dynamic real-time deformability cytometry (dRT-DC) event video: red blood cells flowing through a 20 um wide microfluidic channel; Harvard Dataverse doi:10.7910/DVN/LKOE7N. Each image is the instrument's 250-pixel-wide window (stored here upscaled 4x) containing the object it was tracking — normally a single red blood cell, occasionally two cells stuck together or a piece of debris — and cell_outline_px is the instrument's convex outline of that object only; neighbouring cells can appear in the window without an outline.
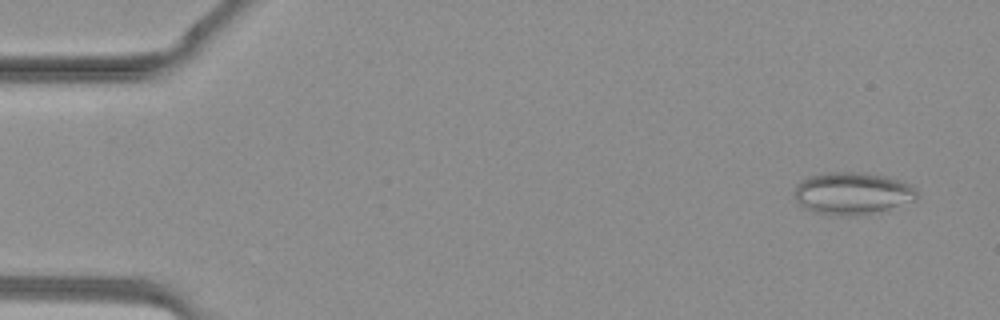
{"species": "common noctule bat (a hibernating species)", "species_latin": "Nyctalus noctula", "temperature_condition": "warm", "stored_images_in_passage": 37, "camera_frame_rate_fps": 3000, "um_per_image_px": 0.085, "animal": {"sex": "female", "body_mass_g": 19.3, "forearm_length_mm": 54.1}, "frame": {"image": 1, "passage_image": 2, "time_ms": 0.333, "image_size_px": [1000, 320], "cell_outline_px": [[916, 200], [880, 212], [852, 216], [836, 216], [812, 212], [804, 208], [796, 200], [792, 192], [796, 184], [800, 180], [812, 176], [836, 172], [852, 172], [880, 176], [900, 180], [912, 184], [916, 188]], "centroid_in_image_um": [72.43, 16.47], "position_along_channel_um": 12.6, "area_um2": 30.29}}
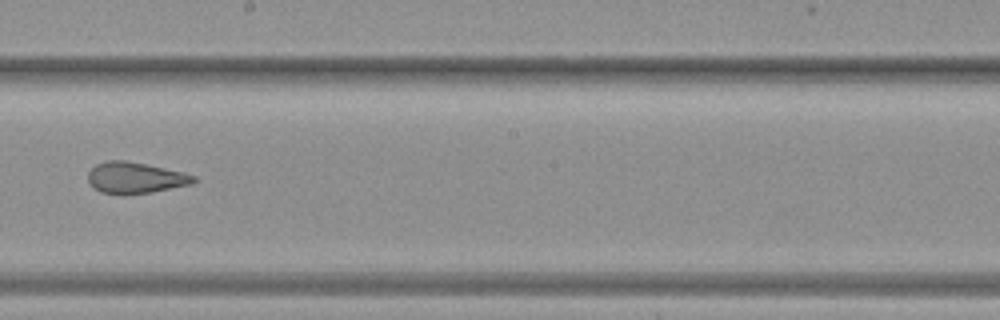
{"frame": {"image": 2, "passage_image": 22, "time_ms": 7.0, "image_size_px": [1000, 320], "cell_outline_px": [[196, 180], [192, 184], [152, 192], [128, 196], [120, 196], [100, 192], [92, 188], [88, 184], [88, 172], [96, 164], [108, 160], [124, 160], [164, 168], [196, 176]], "centroid_in_image_um": [11.43, 15.15], "position_along_channel_um": 236.8, "area_um2": 19.54}}
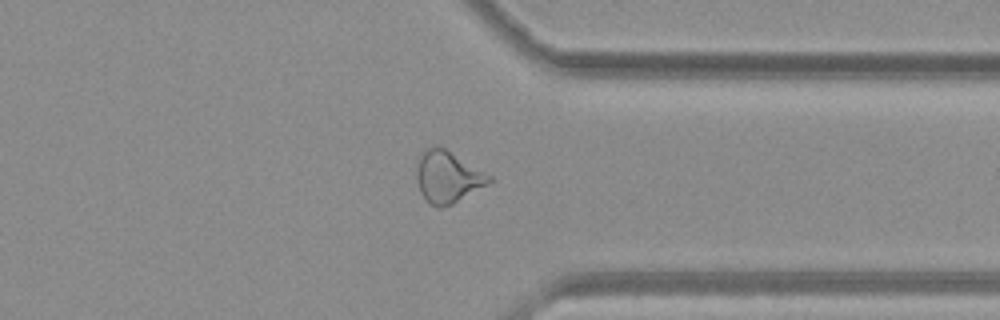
{"frame": {"image": 3, "passage_image": 30, "time_ms": 9.667, "image_size_px": [1000, 320], "cell_outline_px": [[492, 180], [488, 184], [452, 204], [440, 208], [432, 204], [420, 192], [416, 180], [416, 160], [424, 148], [444, 148], [492, 176]], "centroid_in_image_um": [38.02, 15.03], "position_along_channel_um": 373.4, "area_um2": 21.56}}